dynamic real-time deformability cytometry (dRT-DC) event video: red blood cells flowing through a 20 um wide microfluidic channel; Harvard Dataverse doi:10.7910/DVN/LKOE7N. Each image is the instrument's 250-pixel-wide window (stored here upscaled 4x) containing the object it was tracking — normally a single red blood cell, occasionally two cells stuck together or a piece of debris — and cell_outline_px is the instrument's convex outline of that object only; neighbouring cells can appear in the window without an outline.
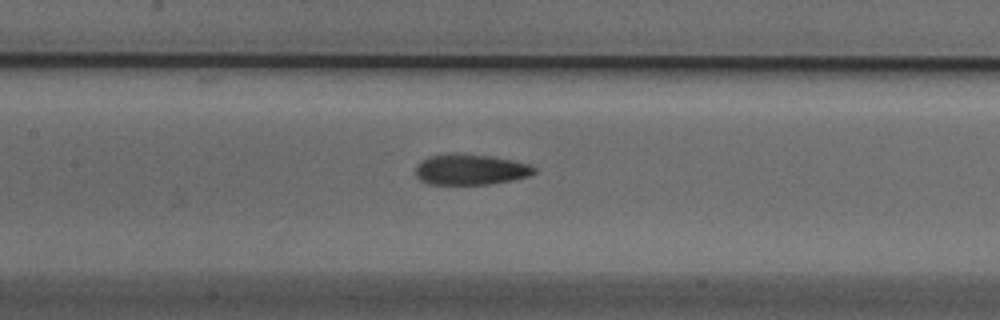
{"species": "Egyptian fruit bat (a non-hibernating species)", "species_latin": "Rousettus aegyptiacus", "temperature_condition": "cold", "stored_images_in_passage": 18, "camera_frame_rate_fps": 3000, "um_per_image_px": 0.085, "animal": {"sex": "male"}, "frame": {"image": 1, "passage_image": 16, "time_ms": 5.0, "image_size_px": [1000, 320], "cell_outline_px": [[536, 172], [528, 176], [512, 180], [492, 184], [428, 184], [420, 180], [416, 176], [416, 164], [420, 160], [428, 156], [456, 152], [460, 152], [492, 156], [528, 164], [536, 168]], "centroid_in_image_um": [39.95, 14.39], "position_along_channel_um": 167.5, "area_um2": 21.5}}